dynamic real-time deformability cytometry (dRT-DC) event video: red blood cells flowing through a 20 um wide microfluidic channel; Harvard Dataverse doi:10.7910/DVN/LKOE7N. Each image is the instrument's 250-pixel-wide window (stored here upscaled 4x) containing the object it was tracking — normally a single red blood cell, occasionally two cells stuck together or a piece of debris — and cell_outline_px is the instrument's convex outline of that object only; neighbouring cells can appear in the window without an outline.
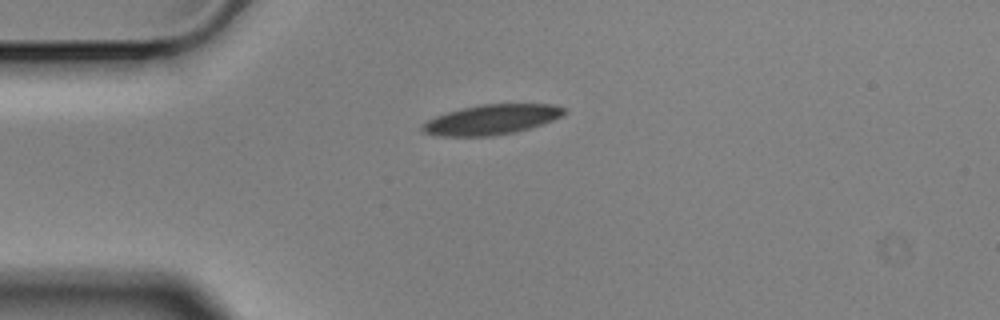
{"species": "Egyptian fruit bat (a non-hibernating species)", "species_latin": "Rousettus aegyptiacus", "temperature_condition": "cold", "stored_images_in_passage": 1, "camera_frame_rate_fps": 3000, "um_per_image_px": 0.085, "animal": {"sex": "male"}, "frame": {"image": 1, "passage_image": 1, "time_ms": 0.0, "image_size_px": [1000, 320], "cell_outline_px": [[568, 112], [552, 120], [516, 132], [492, 136], [436, 136], [424, 132], [420, 128], [428, 120], [436, 116], [460, 108], [480, 104], [552, 104], [568, 108]], "centroid_in_image_um": [41.79, 10.16], "position_along_channel_um": 43.2, "area_um2": 24.74}}